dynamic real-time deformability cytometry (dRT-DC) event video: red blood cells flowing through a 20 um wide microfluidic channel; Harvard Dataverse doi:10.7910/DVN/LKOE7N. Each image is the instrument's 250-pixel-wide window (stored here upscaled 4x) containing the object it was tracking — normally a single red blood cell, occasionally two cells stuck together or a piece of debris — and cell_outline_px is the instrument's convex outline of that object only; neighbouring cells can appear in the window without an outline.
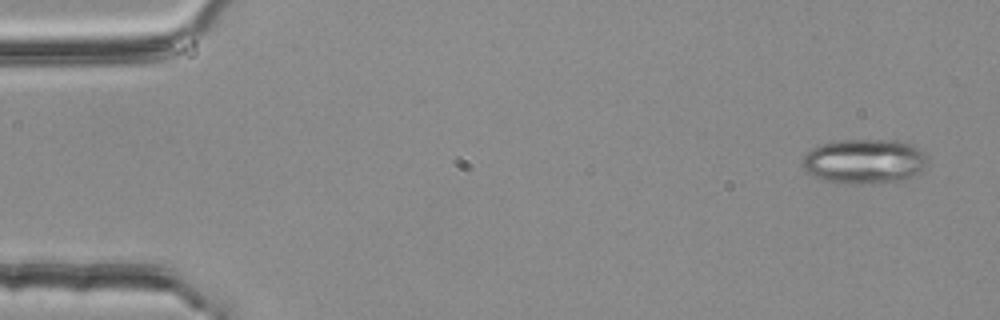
{"species": "common noctule bat (a hibernating species)", "species_latin": "Nyctalus noctula", "temperature_condition": "room temperature", "stored_images_in_passage": 3, "camera_frame_rate_fps": 3000, "um_per_image_px": 0.085, "animal": {"sex": "female", "body_mass_g": 25.1}, "frame": {"image": 1, "passage_image": 1, "time_ms": 0.0, "image_size_px": [1000, 320], "cell_outline_px": [[928, 160], [924, 168], [908, 180], [876, 184], [840, 184], [824, 180], [812, 176], [804, 168], [804, 156], [812, 148], [820, 144], [840, 140], [896, 140], [912, 144], [928, 156]], "centroid_in_image_um": [73.51, 13.73], "position_along_channel_um": 11.5, "area_um2": 33.06}}